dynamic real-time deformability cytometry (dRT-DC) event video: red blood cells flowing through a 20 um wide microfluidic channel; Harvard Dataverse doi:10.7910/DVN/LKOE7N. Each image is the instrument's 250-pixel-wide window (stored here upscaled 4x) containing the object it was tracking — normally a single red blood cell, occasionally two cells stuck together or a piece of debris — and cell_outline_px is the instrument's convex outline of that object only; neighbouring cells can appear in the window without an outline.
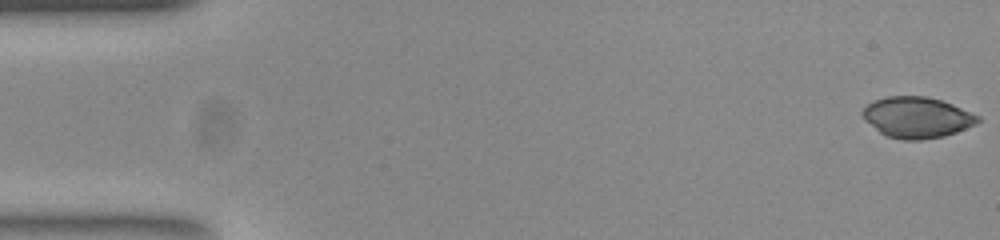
{"species": "common noctule bat (a hibernating species)", "species_latin": "Nyctalus noctula", "temperature_condition": "room temperature", "stored_images_in_passage": 47, "camera_frame_rate_fps": 3000, "um_per_image_px": 0.085, "animal": {"sex": "female", "body_mass_g": 23.0, "forearm_length_mm": 53.4}, "frame": {"image": 1, "passage_image": 1, "time_ms": 0.0, "image_size_px": [1000, 240], "cell_outline_px": [[980, 120], [976, 124], [956, 132], [944, 136], [920, 140], [900, 140], [884, 136], [864, 120], [860, 112], [872, 100], [888, 96], [928, 96], [952, 104], [980, 116]], "centroid_in_image_um": [77.9, 9.98], "position_along_channel_um": 7.1, "area_um2": 27.74}}
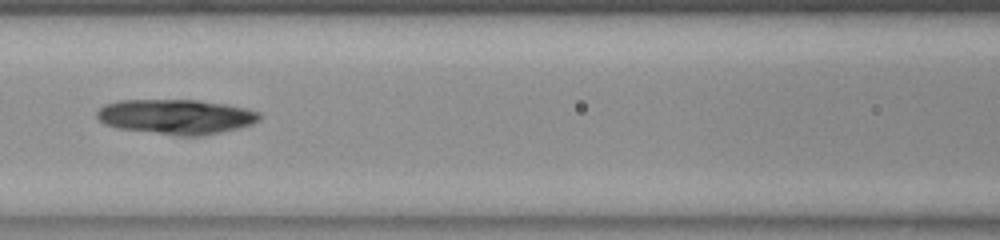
{"frame": {"image": 2, "passage_image": 23, "time_ms": 7.333, "image_size_px": [1000, 240], "cell_outline_px": [[260, 120], [252, 124], [236, 128], [196, 136], [180, 136], [116, 128], [104, 124], [96, 116], [96, 112], [104, 104], [120, 100], [196, 100], [224, 104], [248, 108], [260, 112]], "centroid_in_image_um": [14.94, 9.91], "position_along_channel_um": 151.7, "area_um2": 32.89}}
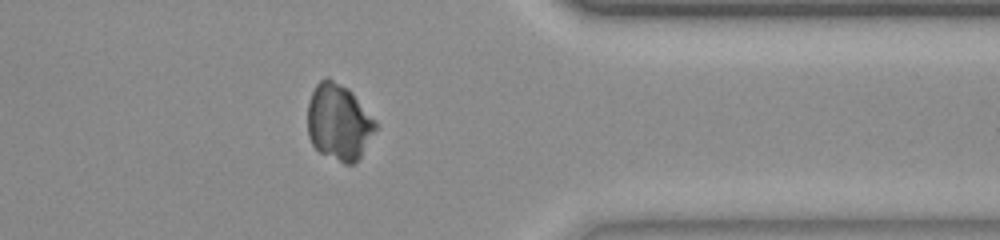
{"frame": {"image": 3, "passage_image": 42, "time_ms": 13.667, "image_size_px": [1000, 240], "cell_outline_px": [[376, 128], [360, 156], [352, 164], [344, 164], [320, 152], [312, 144], [308, 136], [308, 100], [316, 84], [320, 80], [328, 76], [348, 88], [352, 92], [376, 120]], "centroid_in_image_um": [28.77, 10.35], "position_along_channel_um": 382.6, "area_um2": 30.11}}